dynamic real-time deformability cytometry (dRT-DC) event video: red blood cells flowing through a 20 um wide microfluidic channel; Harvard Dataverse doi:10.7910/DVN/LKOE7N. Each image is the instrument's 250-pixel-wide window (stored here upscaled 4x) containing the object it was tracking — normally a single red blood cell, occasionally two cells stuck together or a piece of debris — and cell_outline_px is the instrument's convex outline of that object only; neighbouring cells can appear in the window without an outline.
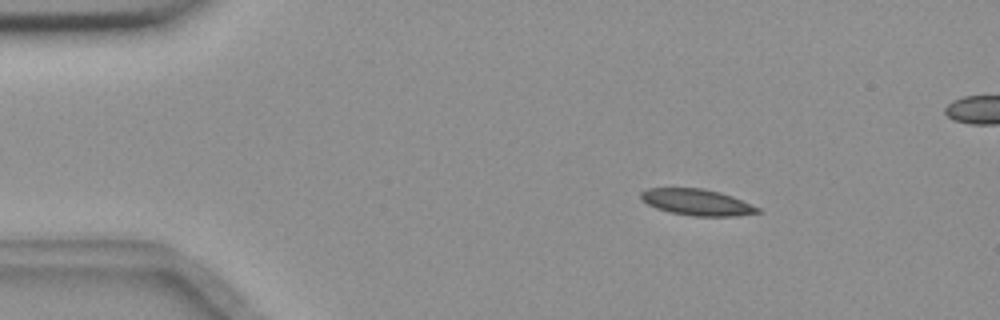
{"species": "common noctule bat (a hibernating species)", "species_latin": "Nyctalus noctula", "temperature_condition": "room temperature", "stored_images_in_passage": 5, "camera_frame_rate_fps": 3000, "um_per_image_px": 0.085, "animal": {"sex": "female", "body_mass_g": 18.4}, "frame": {"image": 1, "passage_image": 1, "time_ms": 0.0, "image_size_px": [1000, 320], "cell_outline_px": [[760, 212], [736, 216], [692, 216], [672, 212], [656, 208], [640, 200], [640, 192], [648, 188], [704, 188], [720, 192], [732, 196], [752, 204], [760, 208]], "centroid_in_image_um": [59.23, 17.18], "position_along_channel_um": 25.8, "area_um2": 17.92}}